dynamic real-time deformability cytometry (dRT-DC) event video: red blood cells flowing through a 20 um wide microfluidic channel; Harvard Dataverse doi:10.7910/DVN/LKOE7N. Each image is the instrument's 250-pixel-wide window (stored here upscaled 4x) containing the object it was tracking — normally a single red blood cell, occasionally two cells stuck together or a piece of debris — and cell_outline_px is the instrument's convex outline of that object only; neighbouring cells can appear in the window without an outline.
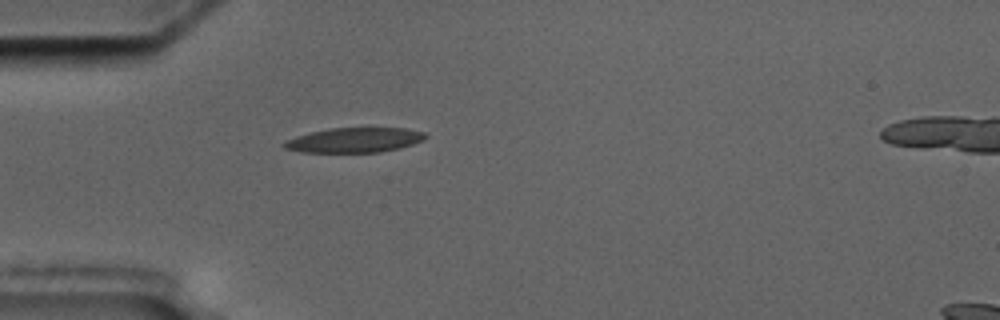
{"species": "common noctule bat (a hibernating species)", "species_latin": "Nyctalus noctula", "temperature_condition": "cold", "stored_images_in_passage": 4, "camera_frame_rate_fps": 3000, "um_per_image_px": 0.085, "animal": {"sex": "male", "body_mass_g": 17.5, "forearm_length_mm": 52.3}, "frame": {"image": 1, "passage_image": 4, "time_ms": 3.333, "image_size_px": [1000, 320], "cell_outline_px": [[428, 136], [424, 140], [400, 148], [380, 152], [300, 152], [284, 148], [280, 144], [284, 140], [296, 136], [328, 128], [404, 128], [424, 132]], "centroid_in_image_um": [30.1, 11.91], "position_along_channel_um": 54.9, "area_um2": 20.52}}